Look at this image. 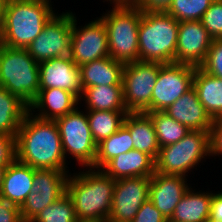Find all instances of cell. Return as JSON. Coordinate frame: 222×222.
Wrapping results in <instances>:
<instances>
[{"instance_id":"cell-27","label":"cell","mask_w":222,"mask_h":222,"mask_svg":"<svg viewBox=\"0 0 222 222\" xmlns=\"http://www.w3.org/2000/svg\"><path fill=\"white\" fill-rule=\"evenodd\" d=\"M29 107L0 86V135L16 137Z\"/></svg>"},{"instance_id":"cell-42","label":"cell","mask_w":222,"mask_h":222,"mask_svg":"<svg viewBox=\"0 0 222 222\" xmlns=\"http://www.w3.org/2000/svg\"><path fill=\"white\" fill-rule=\"evenodd\" d=\"M7 0H0V45L3 39L4 8Z\"/></svg>"},{"instance_id":"cell-37","label":"cell","mask_w":222,"mask_h":222,"mask_svg":"<svg viewBox=\"0 0 222 222\" xmlns=\"http://www.w3.org/2000/svg\"><path fill=\"white\" fill-rule=\"evenodd\" d=\"M210 156L222 157V117L213 120L210 129ZM221 155V156H219Z\"/></svg>"},{"instance_id":"cell-38","label":"cell","mask_w":222,"mask_h":222,"mask_svg":"<svg viewBox=\"0 0 222 222\" xmlns=\"http://www.w3.org/2000/svg\"><path fill=\"white\" fill-rule=\"evenodd\" d=\"M0 222H23L20 207L0 197Z\"/></svg>"},{"instance_id":"cell-24","label":"cell","mask_w":222,"mask_h":222,"mask_svg":"<svg viewBox=\"0 0 222 222\" xmlns=\"http://www.w3.org/2000/svg\"><path fill=\"white\" fill-rule=\"evenodd\" d=\"M190 186L177 204L169 222H206L210 217L211 199L214 190L202 191Z\"/></svg>"},{"instance_id":"cell-7","label":"cell","mask_w":222,"mask_h":222,"mask_svg":"<svg viewBox=\"0 0 222 222\" xmlns=\"http://www.w3.org/2000/svg\"><path fill=\"white\" fill-rule=\"evenodd\" d=\"M210 157V133L190 131L179 142L160 148L155 172L188 177Z\"/></svg>"},{"instance_id":"cell-22","label":"cell","mask_w":222,"mask_h":222,"mask_svg":"<svg viewBox=\"0 0 222 222\" xmlns=\"http://www.w3.org/2000/svg\"><path fill=\"white\" fill-rule=\"evenodd\" d=\"M123 126L130 132L133 149L148 154L155 161L160 147L151 117L144 112H128Z\"/></svg>"},{"instance_id":"cell-40","label":"cell","mask_w":222,"mask_h":222,"mask_svg":"<svg viewBox=\"0 0 222 222\" xmlns=\"http://www.w3.org/2000/svg\"><path fill=\"white\" fill-rule=\"evenodd\" d=\"M209 218L222 220V192L220 190L212 194Z\"/></svg>"},{"instance_id":"cell-10","label":"cell","mask_w":222,"mask_h":222,"mask_svg":"<svg viewBox=\"0 0 222 222\" xmlns=\"http://www.w3.org/2000/svg\"><path fill=\"white\" fill-rule=\"evenodd\" d=\"M163 63H125L122 76L123 100L128 112H143L151 103L155 82Z\"/></svg>"},{"instance_id":"cell-15","label":"cell","mask_w":222,"mask_h":222,"mask_svg":"<svg viewBox=\"0 0 222 222\" xmlns=\"http://www.w3.org/2000/svg\"><path fill=\"white\" fill-rule=\"evenodd\" d=\"M212 40L201 21L179 22L175 63L199 67L205 61Z\"/></svg>"},{"instance_id":"cell-39","label":"cell","mask_w":222,"mask_h":222,"mask_svg":"<svg viewBox=\"0 0 222 222\" xmlns=\"http://www.w3.org/2000/svg\"><path fill=\"white\" fill-rule=\"evenodd\" d=\"M172 0H135L134 6L142 12H166Z\"/></svg>"},{"instance_id":"cell-32","label":"cell","mask_w":222,"mask_h":222,"mask_svg":"<svg viewBox=\"0 0 222 222\" xmlns=\"http://www.w3.org/2000/svg\"><path fill=\"white\" fill-rule=\"evenodd\" d=\"M214 0H172L167 14L177 21L201 20Z\"/></svg>"},{"instance_id":"cell-2","label":"cell","mask_w":222,"mask_h":222,"mask_svg":"<svg viewBox=\"0 0 222 222\" xmlns=\"http://www.w3.org/2000/svg\"><path fill=\"white\" fill-rule=\"evenodd\" d=\"M77 172V173H76ZM70 172L66 192L73 201L79 222H106L109 218L115 180L101 169Z\"/></svg>"},{"instance_id":"cell-4","label":"cell","mask_w":222,"mask_h":222,"mask_svg":"<svg viewBox=\"0 0 222 222\" xmlns=\"http://www.w3.org/2000/svg\"><path fill=\"white\" fill-rule=\"evenodd\" d=\"M179 21L166 12H142L139 61L175 63Z\"/></svg>"},{"instance_id":"cell-35","label":"cell","mask_w":222,"mask_h":222,"mask_svg":"<svg viewBox=\"0 0 222 222\" xmlns=\"http://www.w3.org/2000/svg\"><path fill=\"white\" fill-rule=\"evenodd\" d=\"M16 159V137L0 135V166L7 167Z\"/></svg>"},{"instance_id":"cell-11","label":"cell","mask_w":222,"mask_h":222,"mask_svg":"<svg viewBox=\"0 0 222 222\" xmlns=\"http://www.w3.org/2000/svg\"><path fill=\"white\" fill-rule=\"evenodd\" d=\"M195 66L181 63L164 64L158 73L151 103L143 111H164L193 86Z\"/></svg>"},{"instance_id":"cell-13","label":"cell","mask_w":222,"mask_h":222,"mask_svg":"<svg viewBox=\"0 0 222 222\" xmlns=\"http://www.w3.org/2000/svg\"><path fill=\"white\" fill-rule=\"evenodd\" d=\"M69 172L71 171L35 169L33 187L20 207L23 222L32 221L45 207L66 193Z\"/></svg>"},{"instance_id":"cell-21","label":"cell","mask_w":222,"mask_h":222,"mask_svg":"<svg viewBox=\"0 0 222 222\" xmlns=\"http://www.w3.org/2000/svg\"><path fill=\"white\" fill-rule=\"evenodd\" d=\"M35 169L15 159L6 167L0 197L21 207L33 187Z\"/></svg>"},{"instance_id":"cell-8","label":"cell","mask_w":222,"mask_h":222,"mask_svg":"<svg viewBox=\"0 0 222 222\" xmlns=\"http://www.w3.org/2000/svg\"><path fill=\"white\" fill-rule=\"evenodd\" d=\"M80 108L78 106L72 112L57 118L55 122L59 128L66 160L71 158L76 160L77 165L90 168L95 162L97 144L91 135L86 110Z\"/></svg>"},{"instance_id":"cell-44","label":"cell","mask_w":222,"mask_h":222,"mask_svg":"<svg viewBox=\"0 0 222 222\" xmlns=\"http://www.w3.org/2000/svg\"><path fill=\"white\" fill-rule=\"evenodd\" d=\"M206 222H222V220L208 218Z\"/></svg>"},{"instance_id":"cell-3","label":"cell","mask_w":222,"mask_h":222,"mask_svg":"<svg viewBox=\"0 0 222 222\" xmlns=\"http://www.w3.org/2000/svg\"><path fill=\"white\" fill-rule=\"evenodd\" d=\"M52 0H7L2 45L26 49L56 13Z\"/></svg>"},{"instance_id":"cell-14","label":"cell","mask_w":222,"mask_h":222,"mask_svg":"<svg viewBox=\"0 0 222 222\" xmlns=\"http://www.w3.org/2000/svg\"><path fill=\"white\" fill-rule=\"evenodd\" d=\"M151 177H128L115 180L110 222H132L149 198Z\"/></svg>"},{"instance_id":"cell-28","label":"cell","mask_w":222,"mask_h":222,"mask_svg":"<svg viewBox=\"0 0 222 222\" xmlns=\"http://www.w3.org/2000/svg\"><path fill=\"white\" fill-rule=\"evenodd\" d=\"M128 111H86L92 138L96 144L118 131Z\"/></svg>"},{"instance_id":"cell-33","label":"cell","mask_w":222,"mask_h":222,"mask_svg":"<svg viewBox=\"0 0 222 222\" xmlns=\"http://www.w3.org/2000/svg\"><path fill=\"white\" fill-rule=\"evenodd\" d=\"M200 21L212 39H222V0H214Z\"/></svg>"},{"instance_id":"cell-23","label":"cell","mask_w":222,"mask_h":222,"mask_svg":"<svg viewBox=\"0 0 222 222\" xmlns=\"http://www.w3.org/2000/svg\"><path fill=\"white\" fill-rule=\"evenodd\" d=\"M125 63L110 56L91 61L79 67L82 89L91 86H122Z\"/></svg>"},{"instance_id":"cell-17","label":"cell","mask_w":222,"mask_h":222,"mask_svg":"<svg viewBox=\"0 0 222 222\" xmlns=\"http://www.w3.org/2000/svg\"><path fill=\"white\" fill-rule=\"evenodd\" d=\"M188 178L154 172L149 185V199L166 221H170L175 208L189 189Z\"/></svg>"},{"instance_id":"cell-29","label":"cell","mask_w":222,"mask_h":222,"mask_svg":"<svg viewBox=\"0 0 222 222\" xmlns=\"http://www.w3.org/2000/svg\"><path fill=\"white\" fill-rule=\"evenodd\" d=\"M133 150V141L130 132L122 126L107 139L97 144L94 165L91 168L101 169L112 158Z\"/></svg>"},{"instance_id":"cell-9","label":"cell","mask_w":222,"mask_h":222,"mask_svg":"<svg viewBox=\"0 0 222 222\" xmlns=\"http://www.w3.org/2000/svg\"><path fill=\"white\" fill-rule=\"evenodd\" d=\"M73 12L55 13L43 31L26 48L31 57L41 63L57 57H70Z\"/></svg>"},{"instance_id":"cell-25","label":"cell","mask_w":222,"mask_h":222,"mask_svg":"<svg viewBox=\"0 0 222 222\" xmlns=\"http://www.w3.org/2000/svg\"><path fill=\"white\" fill-rule=\"evenodd\" d=\"M193 87L198 94L199 101L203 104L210 117L213 120L221 118L222 79L208 74L200 67H195Z\"/></svg>"},{"instance_id":"cell-19","label":"cell","mask_w":222,"mask_h":222,"mask_svg":"<svg viewBox=\"0 0 222 222\" xmlns=\"http://www.w3.org/2000/svg\"><path fill=\"white\" fill-rule=\"evenodd\" d=\"M79 103L75 94L61 88L39 89L29 112L38 118L55 121L75 110Z\"/></svg>"},{"instance_id":"cell-31","label":"cell","mask_w":222,"mask_h":222,"mask_svg":"<svg viewBox=\"0 0 222 222\" xmlns=\"http://www.w3.org/2000/svg\"><path fill=\"white\" fill-rule=\"evenodd\" d=\"M30 222H79V220L76 217L73 201L66 192Z\"/></svg>"},{"instance_id":"cell-36","label":"cell","mask_w":222,"mask_h":222,"mask_svg":"<svg viewBox=\"0 0 222 222\" xmlns=\"http://www.w3.org/2000/svg\"><path fill=\"white\" fill-rule=\"evenodd\" d=\"M132 222H168L148 198L140 207Z\"/></svg>"},{"instance_id":"cell-26","label":"cell","mask_w":222,"mask_h":222,"mask_svg":"<svg viewBox=\"0 0 222 222\" xmlns=\"http://www.w3.org/2000/svg\"><path fill=\"white\" fill-rule=\"evenodd\" d=\"M86 111H127L122 86H91L83 90L79 99ZM82 101L84 103H82ZM86 107V108H85Z\"/></svg>"},{"instance_id":"cell-5","label":"cell","mask_w":222,"mask_h":222,"mask_svg":"<svg viewBox=\"0 0 222 222\" xmlns=\"http://www.w3.org/2000/svg\"><path fill=\"white\" fill-rule=\"evenodd\" d=\"M0 86L28 107L33 103L40 89L39 63L27 49L0 45Z\"/></svg>"},{"instance_id":"cell-6","label":"cell","mask_w":222,"mask_h":222,"mask_svg":"<svg viewBox=\"0 0 222 222\" xmlns=\"http://www.w3.org/2000/svg\"><path fill=\"white\" fill-rule=\"evenodd\" d=\"M100 18L106 26L109 56L129 63L139 60L138 29L142 11L133 6L110 7Z\"/></svg>"},{"instance_id":"cell-1","label":"cell","mask_w":222,"mask_h":222,"mask_svg":"<svg viewBox=\"0 0 222 222\" xmlns=\"http://www.w3.org/2000/svg\"><path fill=\"white\" fill-rule=\"evenodd\" d=\"M16 159L33 169L71 170L57 123L38 118L29 111L16 136Z\"/></svg>"},{"instance_id":"cell-16","label":"cell","mask_w":222,"mask_h":222,"mask_svg":"<svg viewBox=\"0 0 222 222\" xmlns=\"http://www.w3.org/2000/svg\"><path fill=\"white\" fill-rule=\"evenodd\" d=\"M40 89L61 88L79 99L83 89L79 67L71 57H57L39 63Z\"/></svg>"},{"instance_id":"cell-30","label":"cell","mask_w":222,"mask_h":222,"mask_svg":"<svg viewBox=\"0 0 222 222\" xmlns=\"http://www.w3.org/2000/svg\"><path fill=\"white\" fill-rule=\"evenodd\" d=\"M147 114L153 121L160 148L179 142L191 131L164 111L147 112Z\"/></svg>"},{"instance_id":"cell-20","label":"cell","mask_w":222,"mask_h":222,"mask_svg":"<svg viewBox=\"0 0 222 222\" xmlns=\"http://www.w3.org/2000/svg\"><path fill=\"white\" fill-rule=\"evenodd\" d=\"M101 170L113 180L152 177L155 172V161L148 154L133 149L112 158Z\"/></svg>"},{"instance_id":"cell-12","label":"cell","mask_w":222,"mask_h":222,"mask_svg":"<svg viewBox=\"0 0 222 222\" xmlns=\"http://www.w3.org/2000/svg\"><path fill=\"white\" fill-rule=\"evenodd\" d=\"M93 19L80 26L73 13L70 57L78 67L109 56L106 26L100 17Z\"/></svg>"},{"instance_id":"cell-43","label":"cell","mask_w":222,"mask_h":222,"mask_svg":"<svg viewBox=\"0 0 222 222\" xmlns=\"http://www.w3.org/2000/svg\"><path fill=\"white\" fill-rule=\"evenodd\" d=\"M5 171H6V167L0 166V190H1V187H2V182H3V179H4Z\"/></svg>"},{"instance_id":"cell-41","label":"cell","mask_w":222,"mask_h":222,"mask_svg":"<svg viewBox=\"0 0 222 222\" xmlns=\"http://www.w3.org/2000/svg\"><path fill=\"white\" fill-rule=\"evenodd\" d=\"M103 2H108V4H112L110 5L112 7H118V6H133L135 0H104Z\"/></svg>"},{"instance_id":"cell-18","label":"cell","mask_w":222,"mask_h":222,"mask_svg":"<svg viewBox=\"0 0 222 222\" xmlns=\"http://www.w3.org/2000/svg\"><path fill=\"white\" fill-rule=\"evenodd\" d=\"M164 112L191 131L210 132L213 124V119L199 101L198 94L193 86Z\"/></svg>"},{"instance_id":"cell-34","label":"cell","mask_w":222,"mask_h":222,"mask_svg":"<svg viewBox=\"0 0 222 222\" xmlns=\"http://www.w3.org/2000/svg\"><path fill=\"white\" fill-rule=\"evenodd\" d=\"M208 74L222 79V39H213L205 61L199 66Z\"/></svg>"}]
</instances>
